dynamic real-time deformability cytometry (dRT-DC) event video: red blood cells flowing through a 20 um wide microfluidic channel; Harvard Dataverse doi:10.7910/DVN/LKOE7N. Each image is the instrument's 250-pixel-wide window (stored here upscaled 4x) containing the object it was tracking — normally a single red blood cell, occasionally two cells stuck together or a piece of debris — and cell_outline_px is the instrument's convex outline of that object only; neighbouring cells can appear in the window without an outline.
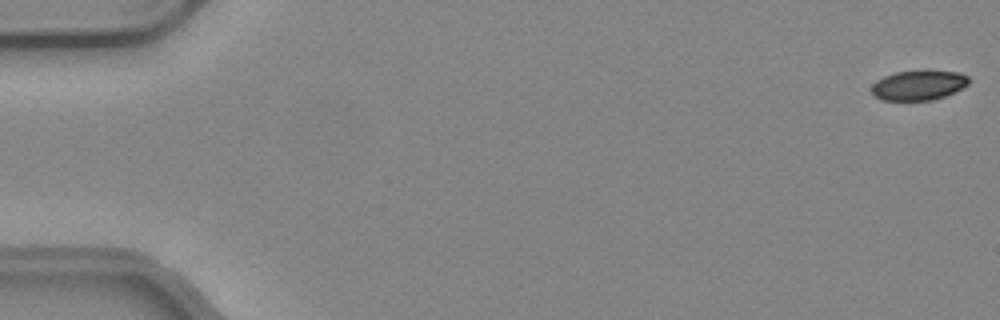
{"species": "common noctule bat (a hibernating species)", "species_latin": "Nyctalus noctula", "temperature_condition": "warm", "stored_images_in_passage": 50, "camera_frame_rate_fps": 3000, "um_per_image_px": 0.085, "animal": {"sex": "female", "body_mass_g": 24.6, "forearm_length_mm": 56.2}, "frame": {"image": 1, "passage_image": 1, "time_ms": 0.0, "image_size_px": [1000, 320], "cell_outline_px": [[972, 80], [968, 84], [944, 96], [932, 100], [880, 100], [872, 92], [872, 84], [876, 80], [884, 76], [896, 72], [924, 68], [960, 72], [968, 76]], "centroid_in_image_um": [78.1, 7.19], "position_along_channel_um": 6.9, "area_um2": 17.4}}
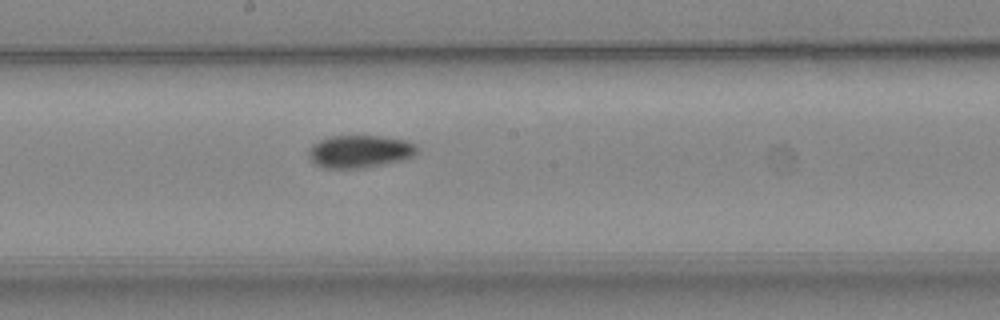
{"frame": {"image": 2, "passage_image": 28, "time_ms": 9.0, "image_size_px": [1000, 320], "cell_outline_px": [[416, 152], [412, 156], [400, 160], [360, 168], [324, 168], [316, 164], [308, 156], [308, 148], [312, 144], [328, 136], [380, 136], [404, 140], [416, 144]], "centroid_in_image_um": [30.51, 12.86], "position_along_channel_um": 217.7, "area_um2": 20.35}}
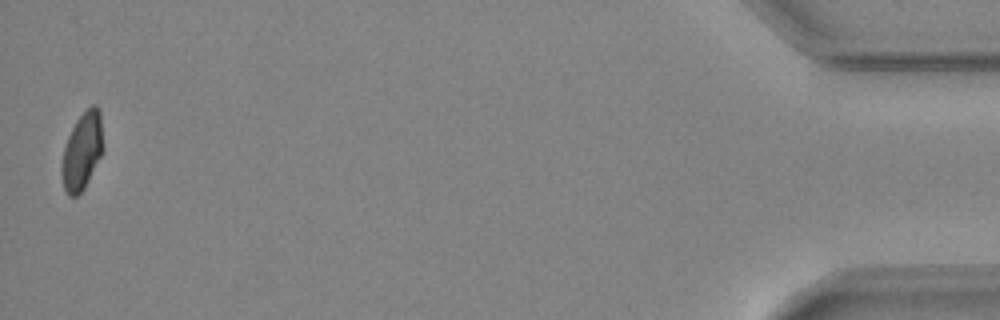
{"frame": {"image": 3, "passage_image": 50, "time_ms": 16.333, "image_size_px": [1000, 320], "cell_outline_px": [[104, 152], [84, 188], [76, 196], [68, 196], [64, 188], [60, 172], [60, 168], [64, 148], [68, 136], [76, 120], [92, 104], [96, 104], [100, 108], [104, 148]], "centroid_in_image_um": [7.0, 12.83], "position_along_channel_um": 428.2, "area_um2": 18.96}, "authors_computed_cell_mechanics": {"area_um2": 19.652, "velocity_mm_per_s": 4.1445, "shape_relaxation_time_tau1_ms": 7.8067, "shape_relaxation_time_tau2_ms": 4.0463, "deformation_change_tau1": 0.1573, "deformation_change_tau2": 0.0669}}